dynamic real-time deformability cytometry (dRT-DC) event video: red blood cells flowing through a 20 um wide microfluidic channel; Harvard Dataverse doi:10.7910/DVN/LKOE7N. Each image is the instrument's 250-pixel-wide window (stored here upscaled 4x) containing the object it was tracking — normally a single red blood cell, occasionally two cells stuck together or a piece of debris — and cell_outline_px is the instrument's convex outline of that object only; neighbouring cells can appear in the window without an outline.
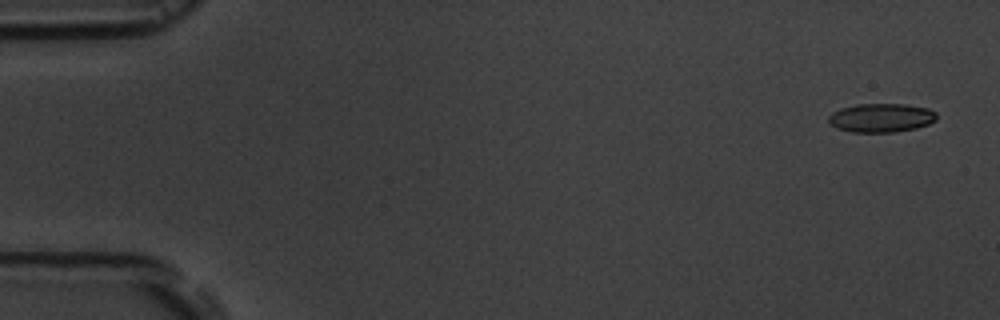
{"species": "common noctule bat (a hibernating species)", "species_latin": "Nyctalus noctula", "temperature_condition": "room temperature", "stored_images_in_passage": 5, "camera_frame_rate_fps": 3000, "um_per_image_px": 0.085, "animal": {"sex": "male", "body_mass_g": 19.5, "forearm_length_mm": 54.6}, "frame": {"image": 1, "passage_image": 1, "time_ms": 0.0, "image_size_px": [1000, 320], "cell_outline_px": [[936, 120], [928, 124], [916, 128], [896, 132], [852, 132], [836, 128], [828, 124], [828, 116], [832, 112], [840, 108], [856, 104], [904, 104], [928, 108], [936, 112]], "centroid_in_image_um": [74.87, 10.01], "position_along_channel_um": 10.1, "area_um2": 18.32}}
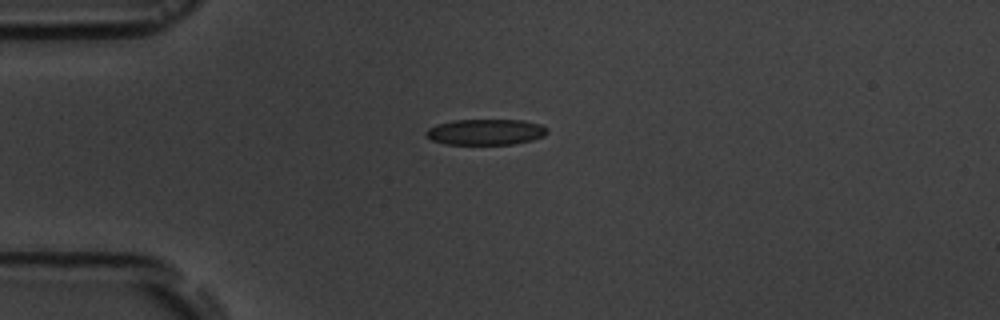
{"frame": {"image": 2, "passage_image": 4, "time_ms": 4.0, "image_size_px": [1000, 320], "cell_outline_px": [[548, 132], [544, 136], [532, 140], [512, 144], [444, 144], [432, 140], [424, 136], [424, 132], [428, 128], [436, 124], [452, 120], [524, 120], [540, 124], [548, 128]], "centroid_in_image_um": [41.25, 11.21], "position_along_channel_um": 43.7, "area_um2": 18.44}}